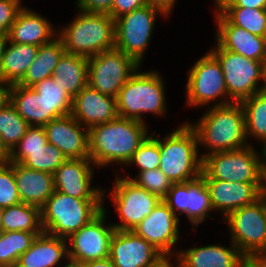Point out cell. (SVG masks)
I'll use <instances>...</instances> for the list:
<instances>
[{
    "label": "cell",
    "mask_w": 266,
    "mask_h": 267,
    "mask_svg": "<svg viewBox=\"0 0 266 267\" xmlns=\"http://www.w3.org/2000/svg\"><path fill=\"white\" fill-rule=\"evenodd\" d=\"M145 122L117 117L89 129V158L96 168L130 161L150 135Z\"/></svg>",
    "instance_id": "obj_1"
},
{
    "label": "cell",
    "mask_w": 266,
    "mask_h": 267,
    "mask_svg": "<svg viewBox=\"0 0 266 267\" xmlns=\"http://www.w3.org/2000/svg\"><path fill=\"white\" fill-rule=\"evenodd\" d=\"M208 107L195 124L188 122L197 134L199 147L206 148L200 154L201 158L252 145L246 137L244 110L240 102Z\"/></svg>",
    "instance_id": "obj_2"
},
{
    "label": "cell",
    "mask_w": 266,
    "mask_h": 267,
    "mask_svg": "<svg viewBox=\"0 0 266 267\" xmlns=\"http://www.w3.org/2000/svg\"><path fill=\"white\" fill-rule=\"evenodd\" d=\"M78 12L69 25L57 30L67 53L90 58L115 48V20L109 14Z\"/></svg>",
    "instance_id": "obj_3"
},
{
    "label": "cell",
    "mask_w": 266,
    "mask_h": 267,
    "mask_svg": "<svg viewBox=\"0 0 266 267\" xmlns=\"http://www.w3.org/2000/svg\"><path fill=\"white\" fill-rule=\"evenodd\" d=\"M163 81L158 71L141 72L140 66L119 91L116 98L118 116L141 122L145 121L144 113L163 117L167 112Z\"/></svg>",
    "instance_id": "obj_4"
},
{
    "label": "cell",
    "mask_w": 266,
    "mask_h": 267,
    "mask_svg": "<svg viewBox=\"0 0 266 267\" xmlns=\"http://www.w3.org/2000/svg\"><path fill=\"white\" fill-rule=\"evenodd\" d=\"M159 150V169L172 183H183L201 175L198 137L189 123L183 122L162 140L159 138Z\"/></svg>",
    "instance_id": "obj_5"
},
{
    "label": "cell",
    "mask_w": 266,
    "mask_h": 267,
    "mask_svg": "<svg viewBox=\"0 0 266 267\" xmlns=\"http://www.w3.org/2000/svg\"><path fill=\"white\" fill-rule=\"evenodd\" d=\"M104 199H79L55 190L41 208L44 232L67 239L95 218Z\"/></svg>",
    "instance_id": "obj_6"
},
{
    "label": "cell",
    "mask_w": 266,
    "mask_h": 267,
    "mask_svg": "<svg viewBox=\"0 0 266 267\" xmlns=\"http://www.w3.org/2000/svg\"><path fill=\"white\" fill-rule=\"evenodd\" d=\"M262 153L253 145L236 150L217 152L202 158L204 179L261 183Z\"/></svg>",
    "instance_id": "obj_7"
},
{
    "label": "cell",
    "mask_w": 266,
    "mask_h": 267,
    "mask_svg": "<svg viewBox=\"0 0 266 267\" xmlns=\"http://www.w3.org/2000/svg\"><path fill=\"white\" fill-rule=\"evenodd\" d=\"M186 83V106L201 108L209 103L213 106L232 103L221 64L210 51L189 69Z\"/></svg>",
    "instance_id": "obj_8"
},
{
    "label": "cell",
    "mask_w": 266,
    "mask_h": 267,
    "mask_svg": "<svg viewBox=\"0 0 266 267\" xmlns=\"http://www.w3.org/2000/svg\"><path fill=\"white\" fill-rule=\"evenodd\" d=\"M230 241L245 257H266V213L260 197L224 218Z\"/></svg>",
    "instance_id": "obj_9"
},
{
    "label": "cell",
    "mask_w": 266,
    "mask_h": 267,
    "mask_svg": "<svg viewBox=\"0 0 266 267\" xmlns=\"http://www.w3.org/2000/svg\"><path fill=\"white\" fill-rule=\"evenodd\" d=\"M157 16L168 17L159 7L147 4L115 19V48L142 66Z\"/></svg>",
    "instance_id": "obj_10"
},
{
    "label": "cell",
    "mask_w": 266,
    "mask_h": 267,
    "mask_svg": "<svg viewBox=\"0 0 266 267\" xmlns=\"http://www.w3.org/2000/svg\"><path fill=\"white\" fill-rule=\"evenodd\" d=\"M220 62L226 89L232 102L244 99L262 91L265 62L246 58L223 49L217 42L209 50Z\"/></svg>",
    "instance_id": "obj_11"
},
{
    "label": "cell",
    "mask_w": 266,
    "mask_h": 267,
    "mask_svg": "<svg viewBox=\"0 0 266 267\" xmlns=\"http://www.w3.org/2000/svg\"><path fill=\"white\" fill-rule=\"evenodd\" d=\"M131 56L116 48L88 58V85L117 98L119 91L140 67Z\"/></svg>",
    "instance_id": "obj_12"
},
{
    "label": "cell",
    "mask_w": 266,
    "mask_h": 267,
    "mask_svg": "<svg viewBox=\"0 0 266 267\" xmlns=\"http://www.w3.org/2000/svg\"><path fill=\"white\" fill-rule=\"evenodd\" d=\"M113 190L103 197H111L119 224H112L116 230H133L145 217L149 216L161 199L144 188L138 187L130 179L120 177L113 182Z\"/></svg>",
    "instance_id": "obj_13"
},
{
    "label": "cell",
    "mask_w": 266,
    "mask_h": 267,
    "mask_svg": "<svg viewBox=\"0 0 266 267\" xmlns=\"http://www.w3.org/2000/svg\"><path fill=\"white\" fill-rule=\"evenodd\" d=\"M106 210L103 207L95 218L66 239L70 263L82 265L109 257L110 242L116 229L112 224L107 225Z\"/></svg>",
    "instance_id": "obj_14"
},
{
    "label": "cell",
    "mask_w": 266,
    "mask_h": 267,
    "mask_svg": "<svg viewBox=\"0 0 266 267\" xmlns=\"http://www.w3.org/2000/svg\"><path fill=\"white\" fill-rule=\"evenodd\" d=\"M163 201L178 217L185 213L193 228L211 217L213 212L210 193L202 175L183 183H173Z\"/></svg>",
    "instance_id": "obj_15"
},
{
    "label": "cell",
    "mask_w": 266,
    "mask_h": 267,
    "mask_svg": "<svg viewBox=\"0 0 266 267\" xmlns=\"http://www.w3.org/2000/svg\"><path fill=\"white\" fill-rule=\"evenodd\" d=\"M179 222L180 218L161 200L152 213L132 231L151 243L164 256H177L179 249L174 248L181 237Z\"/></svg>",
    "instance_id": "obj_16"
},
{
    "label": "cell",
    "mask_w": 266,
    "mask_h": 267,
    "mask_svg": "<svg viewBox=\"0 0 266 267\" xmlns=\"http://www.w3.org/2000/svg\"><path fill=\"white\" fill-rule=\"evenodd\" d=\"M95 167L90 158L67 159L53 174L55 190L79 199L105 200L104 188L91 186Z\"/></svg>",
    "instance_id": "obj_17"
},
{
    "label": "cell",
    "mask_w": 266,
    "mask_h": 267,
    "mask_svg": "<svg viewBox=\"0 0 266 267\" xmlns=\"http://www.w3.org/2000/svg\"><path fill=\"white\" fill-rule=\"evenodd\" d=\"M164 255L132 230H115L109 258L115 267H150Z\"/></svg>",
    "instance_id": "obj_18"
},
{
    "label": "cell",
    "mask_w": 266,
    "mask_h": 267,
    "mask_svg": "<svg viewBox=\"0 0 266 267\" xmlns=\"http://www.w3.org/2000/svg\"><path fill=\"white\" fill-rule=\"evenodd\" d=\"M43 127L48 143L57 147L67 159L89 158V129L71 114L51 120Z\"/></svg>",
    "instance_id": "obj_19"
},
{
    "label": "cell",
    "mask_w": 266,
    "mask_h": 267,
    "mask_svg": "<svg viewBox=\"0 0 266 267\" xmlns=\"http://www.w3.org/2000/svg\"><path fill=\"white\" fill-rule=\"evenodd\" d=\"M215 13L216 42L225 50L246 58L266 62V37L250 33L232 24L217 8Z\"/></svg>",
    "instance_id": "obj_20"
},
{
    "label": "cell",
    "mask_w": 266,
    "mask_h": 267,
    "mask_svg": "<svg viewBox=\"0 0 266 267\" xmlns=\"http://www.w3.org/2000/svg\"><path fill=\"white\" fill-rule=\"evenodd\" d=\"M71 115L87 129L107 123L118 117L116 98L87 85L72 99Z\"/></svg>",
    "instance_id": "obj_21"
},
{
    "label": "cell",
    "mask_w": 266,
    "mask_h": 267,
    "mask_svg": "<svg viewBox=\"0 0 266 267\" xmlns=\"http://www.w3.org/2000/svg\"><path fill=\"white\" fill-rule=\"evenodd\" d=\"M214 211L224 218L232 211L254 203L260 198L261 183H243L220 179H205Z\"/></svg>",
    "instance_id": "obj_22"
},
{
    "label": "cell",
    "mask_w": 266,
    "mask_h": 267,
    "mask_svg": "<svg viewBox=\"0 0 266 267\" xmlns=\"http://www.w3.org/2000/svg\"><path fill=\"white\" fill-rule=\"evenodd\" d=\"M7 36L8 42L41 46L57 36V29L43 15L23 7Z\"/></svg>",
    "instance_id": "obj_23"
},
{
    "label": "cell",
    "mask_w": 266,
    "mask_h": 267,
    "mask_svg": "<svg viewBox=\"0 0 266 267\" xmlns=\"http://www.w3.org/2000/svg\"><path fill=\"white\" fill-rule=\"evenodd\" d=\"M230 246L209 244L179 250L177 256L180 267H238L245 258L231 242Z\"/></svg>",
    "instance_id": "obj_24"
},
{
    "label": "cell",
    "mask_w": 266,
    "mask_h": 267,
    "mask_svg": "<svg viewBox=\"0 0 266 267\" xmlns=\"http://www.w3.org/2000/svg\"><path fill=\"white\" fill-rule=\"evenodd\" d=\"M18 262L26 267H57L58 264L66 267L70 262L67 240L43 231L19 257Z\"/></svg>",
    "instance_id": "obj_25"
},
{
    "label": "cell",
    "mask_w": 266,
    "mask_h": 267,
    "mask_svg": "<svg viewBox=\"0 0 266 267\" xmlns=\"http://www.w3.org/2000/svg\"><path fill=\"white\" fill-rule=\"evenodd\" d=\"M12 169L21 203L41 209L55 191L53 174L25 167L21 163H12Z\"/></svg>",
    "instance_id": "obj_26"
},
{
    "label": "cell",
    "mask_w": 266,
    "mask_h": 267,
    "mask_svg": "<svg viewBox=\"0 0 266 267\" xmlns=\"http://www.w3.org/2000/svg\"><path fill=\"white\" fill-rule=\"evenodd\" d=\"M9 100L30 126H44L61 117L32 87L11 85Z\"/></svg>",
    "instance_id": "obj_27"
},
{
    "label": "cell",
    "mask_w": 266,
    "mask_h": 267,
    "mask_svg": "<svg viewBox=\"0 0 266 267\" xmlns=\"http://www.w3.org/2000/svg\"><path fill=\"white\" fill-rule=\"evenodd\" d=\"M8 43L0 62V80L11 86L22 80L29 65L36 58L39 46Z\"/></svg>",
    "instance_id": "obj_28"
},
{
    "label": "cell",
    "mask_w": 266,
    "mask_h": 267,
    "mask_svg": "<svg viewBox=\"0 0 266 267\" xmlns=\"http://www.w3.org/2000/svg\"><path fill=\"white\" fill-rule=\"evenodd\" d=\"M52 77L73 99L88 85V58L65 52Z\"/></svg>",
    "instance_id": "obj_29"
},
{
    "label": "cell",
    "mask_w": 266,
    "mask_h": 267,
    "mask_svg": "<svg viewBox=\"0 0 266 267\" xmlns=\"http://www.w3.org/2000/svg\"><path fill=\"white\" fill-rule=\"evenodd\" d=\"M65 52L63 43L58 36L49 43L39 46L36 58L29 65L18 84L24 87H33L43 79L51 77L58 61Z\"/></svg>",
    "instance_id": "obj_30"
},
{
    "label": "cell",
    "mask_w": 266,
    "mask_h": 267,
    "mask_svg": "<svg viewBox=\"0 0 266 267\" xmlns=\"http://www.w3.org/2000/svg\"><path fill=\"white\" fill-rule=\"evenodd\" d=\"M66 160V156L48 142L37 150H12L7 159L9 162L21 163L25 167L51 174Z\"/></svg>",
    "instance_id": "obj_31"
},
{
    "label": "cell",
    "mask_w": 266,
    "mask_h": 267,
    "mask_svg": "<svg viewBox=\"0 0 266 267\" xmlns=\"http://www.w3.org/2000/svg\"><path fill=\"white\" fill-rule=\"evenodd\" d=\"M2 230L43 232L41 209L26 203L4 208Z\"/></svg>",
    "instance_id": "obj_32"
},
{
    "label": "cell",
    "mask_w": 266,
    "mask_h": 267,
    "mask_svg": "<svg viewBox=\"0 0 266 267\" xmlns=\"http://www.w3.org/2000/svg\"><path fill=\"white\" fill-rule=\"evenodd\" d=\"M241 106L244 110L246 137L266 143V93L260 91L244 99Z\"/></svg>",
    "instance_id": "obj_33"
},
{
    "label": "cell",
    "mask_w": 266,
    "mask_h": 267,
    "mask_svg": "<svg viewBox=\"0 0 266 267\" xmlns=\"http://www.w3.org/2000/svg\"><path fill=\"white\" fill-rule=\"evenodd\" d=\"M29 124L19 115L10 100L0 107V138L3 148L10 153L25 135Z\"/></svg>",
    "instance_id": "obj_34"
},
{
    "label": "cell",
    "mask_w": 266,
    "mask_h": 267,
    "mask_svg": "<svg viewBox=\"0 0 266 267\" xmlns=\"http://www.w3.org/2000/svg\"><path fill=\"white\" fill-rule=\"evenodd\" d=\"M42 232L2 231L0 233V267H8L30 248Z\"/></svg>",
    "instance_id": "obj_35"
},
{
    "label": "cell",
    "mask_w": 266,
    "mask_h": 267,
    "mask_svg": "<svg viewBox=\"0 0 266 267\" xmlns=\"http://www.w3.org/2000/svg\"><path fill=\"white\" fill-rule=\"evenodd\" d=\"M232 24L266 37V9L217 8Z\"/></svg>",
    "instance_id": "obj_36"
},
{
    "label": "cell",
    "mask_w": 266,
    "mask_h": 267,
    "mask_svg": "<svg viewBox=\"0 0 266 267\" xmlns=\"http://www.w3.org/2000/svg\"><path fill=\"white\" fill-rule=\"evenodd\" d=\"M61 117L71 114L72 98L66 90L55 82L53 77H48L32 87Z\"/></svg>",
    "instance_id": "obj_37"
},
{
    "label": "cell",
    "mask_w": 266,
    "mask_h": 267,
    "mask_svg": "<svg viewBox=\"0 0 266 267\" xmlns=\"http://www.w3.org/2000/svg\"><path fill=\"white\" fill-rule=\"evenodd\" d=\"M155 133L156 131H153V134L150 133L151 135L139 146L127 163L128 167L136 164L139 172L159 168L161 159L159 150L160 133L158 136Z\"/></svg>",
    "instance_id": "obj_38"
},
{
    "label": "cell",
    "mask_w": 266,
    "mask_h": 267,
    "mask_svg": "<svg viewBox=\"0 0 266 267\" xmlns=\"http://www.w3.org/2000/svg\"><path fill=\"white\" fill-rule=\"evenodd\" d=\"M124 178L130 179L138 187L144 188L161 200L167 196L173 184L159 168L138 172L136 177L126 174Z\"/></svg>",
    "instance_id": "obj_39"
},
{
    "label": "cell",
    "mask_w": 266,
    "mask_h": 267,
    "mask_svg": "<svg viewBox=\"0 0 266 267\" xmlns=\"http://www.w3.org/2000/svg\"><path fill=\"white\" fill-rule=\"evenodd\" d=\"M21 203L14 178L12 162H0V207L6 208Z\"/></svg>",
    "instance_id": "obj_40"
},
{
    "label": "cell",
    "mask_w": 266,
    "mask_h": 267,
    "mask_svg": "<svg viewBox=\"0 0 266 267\" xmlns=\"http://www.w3.org/2000/svg\"><path fill=\"white\" fill-rule=\"evenodd\" d=\"M48 142L43 126H29L13 150H37Z\"/></svg>",
    "instance_id": "obj_41"
},
{
    "label": "cell",
    "mask_w": 266,
    "mask_h": 267,
    "mask_svg": "<svg viewBox=\"0 0 266 267\" xmlns=\"http://www.w3.org/2000/svg\"><path fill=\"white\" fill-rule=\"evenodd\" d=\"M22 0H0V34L8 35L18 12L23 8Z\"/></svg>",
    "instance_id": "obj_42"
},
{
    "label": "cell",
    "mask_w": 266,
    "mask_h": 267,
    "mask_svg": "<svg viewBox=\"0 0 266 267\" xmlns=\"http://www.w3.org/2000/svg\"><path fill=\"white\" fill-rule=\"evenodd\" d=\"M147 4L149 0H113L109 15L115 20Z\"/></svg>",
    "instance_id": "obj_43"
},
{
    "label": "cell",
    "mask_w": 266,
    "mask_h": 267,
    "mask_svg": "<svg viewBox=\"0 0 266 267\" xmlns=\"http://www.w3.org/2000/svg\"><path fill=\"white\" fill-rule=\"evenodd\" d=\"M112 3L113 0H77L75 4L83 11L109 14Z\"/></svg>",
    "instance_id": "obj_44"
},
{
    "label": "cell",
    "mask_w": 266,
    "mask_h": 267,
    "mask_svg": "<svg viewBox=\"0 0 266 267\" xmlns=\"http://www.w3.org/2000/svg\"><path fill=\"white\" fill-rule=\"evenodd\" d=\"M218 8L266 9V0H227Z\"/></svg>",
    "instance_id": "obj_45"
},
{
    "label": "cell",
    "mask_w": 266,
    "mask_h": 267,
    "mask_svg": "<svg viewBox=\"0 0 266 267\" xmlns=\"http://www.w3.org/2000/svg\"><path fill=\"white\" fill-rule=\"evenodd\" d=\"M177 0H149V4L152 6L159 7L162 9L167 15H170L173 11L174 5Z\"/></svg>",
    "instance_id": "obj_46"
},
{
    "label": "cell",
    "mask_w": 266,
    "mask_h": 267,
    "mask_svg": "<svg viewBox=\"0 0 266 267\" xmlns=\"http://www.w3.org/2000/svg\"><path fill=\"white\" fill-rule=\"evenodd\" d=\"M238 267H265V257H245Z\"/></svg>",
    "instance_id": "obj_47"
},
{
    "label": "cell",
    "mask_w": 266,
    "mask_h": 267,
    "mask_svg": "<svg viewBox=\"0 0 266 267\" xmlns=\"http://www.w3.org/2000/svg\"><path fill=\"white\" fill-rule=\"evenodd\" d=\"M82 267H115L112 260L108 257L102 260L90 261L83 263Z\"/></svg>",
    "instance_id": "obj_48"
},
{
    "label": "cell",
    "mask_w": 266,
    "mask_h": 267,
    "mask_svg": "<svg viewBox=\"0 0 266 267\" xmlns=\"http://www.w3.org/2000/svg\"><path fill=\"white\" fill-rule=\"evenodd\" d=\"M170 259H172V256H163L161 259H159L154 265L150 266V267H180V264L178 263V259H173V261H171ZM176 261V262H175ZM173 262V263H171Z\"/></svg>",
    "instance_id": "obj_49"
},
{
    "label": "cell",
    "mask_w": 266,
    "mask_h": 267,
    "mask_svg": "<svg viewBox=\"0 0 266 267\" xmlns=\"http://www.w3.org/2000/svg\"><path fill=\"white\" fill-rule=\"evenodd\" d=\"M9 87L0 80V107L9 100Z\"/></svg>",
    "instance_id": "obj_50"
},
{
    "label": "cell",
    "mask_w": 266,
    "mask_h": 267,
    "mask_svg": "<svg viewBox=\"0 0 266 267\" xmlns=\"http://www.w3.org/2000/svg\"><path fill=\"white\" fill-rule=\"evenodd\" d=\"M260 197L266 200V169L261 170Z\"/></svg>",
    "instance_id": "obj_51"
},
{
    "label": "cell",
    "mask_w": 266,
    "mask_h": 267,
    "mask_svg": "<svg viewBox=\"0 0 266 267\" xmlns=\"http://www.w3.org/2000/svg\"><path fill=\"white\" fill-rule=\"evenodd\" d=\"M7 43H8V36L0 34V62Z\"/></svg>",
    "instance_id": "obj_52"
},
{
    "label": "cell",
    "mask_w": 266,
    "mask_h": 267,
    "mask_svg": "<svg viewBox=\"0 0 266 267\" xmlns=\"http://www.w3.org/2000/svg\"><path fill=\"white\" fill-rule=\"evenodd\" d=\"M9 153L3 148V144L0 138V162L7 161Z\"/></svg>",
    "instance_id": "obj_53"
},
{
    "label": "cell",
    "mask_w": 266,
    "mask_h": 267,
    "mask_svg": "<svg viewBox=\"0 0 266 267\" xmlns=\"http://www.w3.org/2000/svg\"><path fill=\"white\" fill-rule=\"evenodd\" d=\"M262 151V169H266V143L261 147Z\"/></svg>",
    "instance_id": "obj_54"
},
{
    "label": "cell",
    "mask_w": 266,
    "mask_h": 267,
    "mask_svg": "<svg viewBox=\"0 0 266 267\" xmlns=\"http://www.w3.org/2000/svg\"><path fill=\"white\" fill-rule=\"evenodd\" d=\"M262 83H263L262 91L266 93V62H265V67H264V81Z\"/></svg>",
    "instance_id": "obj_55"
},
{
    "label": "cell",
    "mask_w": 266,
    "mask_h": 267,
    "mask_svg": "<svg viewBox=\"0 0 266 267\" xmlns=\"http://www.w3.org/2000/svg\"><path fill=\"white\" fill-rule=\"evenodd\" d=\"M3 212H4V208L0 207V233L3 231L2 230V217H3Z\"/></svg>",
    "instance_id": "obj_56"
},
{
    "label": "cell",
    "mask_w": 266,
    "mask_h": 267,
    "mask_svg": "<svg viewBox=\"0 0 266 267\" xmlns=\"http://www.w3.org/2000/svg\"><path fill=\"white\" fill-rule=\"evenodd\" d=\"M215 7H219L222 3H224L227 0H213Z\"/></svg>",
    "instance_id": "obj_57"
},
{
    "label": "cell",
    "mask_w": 266,
    "mask_h": 267,
    "mask_svg": "<svg viewBox=\"0 0 266 267\" xmlns=\"http://www.w3.org/2000/svg\"><path fill=\"white\" fill-rule=\"evenodd\" d=\"M8 267H26V266H24V265L20 264L18 261H16L14 264H12Z\"/></svg>",
    "instance_id": "obj_58"
},
{
    "label": "cell",
    "mask_w": 266,
    "mask_h": 267,
    "mask_svg": "<svg viewBox=\"0 0 266 267\" xmlns=\"http://www.w3.org/2000/svg\"><path fill=\"white\" fill-rule=\"evenodd\" d=\"M66 267H82L81 265L78 264H73V263H68V265Z\"/></svg>",
    "instance_id": "obj_59"
},
{
    "label": "cell",
    "mask_w": 266,
    "mask_h": 267,
    "mask_svg": "<svg viewBox=\"0 0 266 267\" xmlns=\"http://www.w3.org/2000/svg\"><path fill=\"white\" fill-rule=\"evenodd\" d=\"M264 202V210H265V213H266V200H263Z\"/></svg>",
    "instance_id": "obj_60"
}]
</instances>
